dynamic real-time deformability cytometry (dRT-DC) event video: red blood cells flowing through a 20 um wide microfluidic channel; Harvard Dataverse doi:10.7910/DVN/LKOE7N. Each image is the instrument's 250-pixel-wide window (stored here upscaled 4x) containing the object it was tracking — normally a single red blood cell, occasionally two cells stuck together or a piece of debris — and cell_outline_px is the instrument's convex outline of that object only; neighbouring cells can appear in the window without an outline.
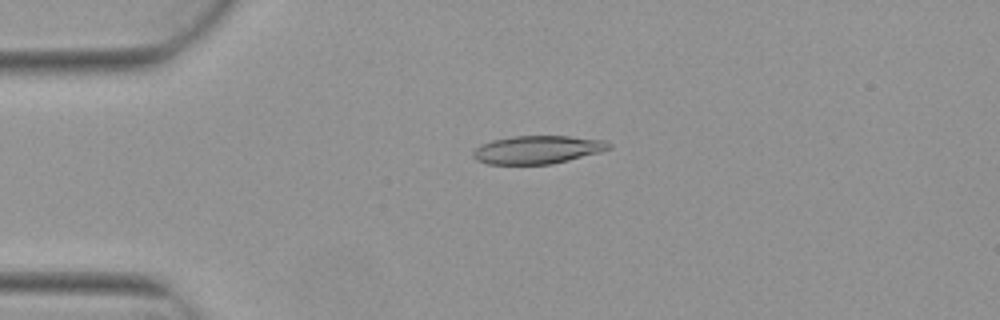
{"species": "Egyptian fruit bat (a non-hibernating species)", "species_latin": "Rousettus aegyptiacus", "temperature_condition": "warm", "stored_images_in_passage": 4, "camera_frame_rate_fps": 3000, "um_per_image_px": 0.085, "animal": {"sex": "female"}, "frame": {"image": 1, "passage_image": 3, "time_ms": 0.667, "image_size_px": [1000, 320], "cell_outline_px": [[612, 148], [600, 152], [552, 164], [488, 164], [476, 160], [472, 156], [472, 152], [480, 144], [492, 140], [512, 136], [568, 136], [608, 140], [612, 144]], "centroid_in_image_um": [45.7, 12.71], "position_along_channel_um": 39.3, "area_um2": 22.43}}